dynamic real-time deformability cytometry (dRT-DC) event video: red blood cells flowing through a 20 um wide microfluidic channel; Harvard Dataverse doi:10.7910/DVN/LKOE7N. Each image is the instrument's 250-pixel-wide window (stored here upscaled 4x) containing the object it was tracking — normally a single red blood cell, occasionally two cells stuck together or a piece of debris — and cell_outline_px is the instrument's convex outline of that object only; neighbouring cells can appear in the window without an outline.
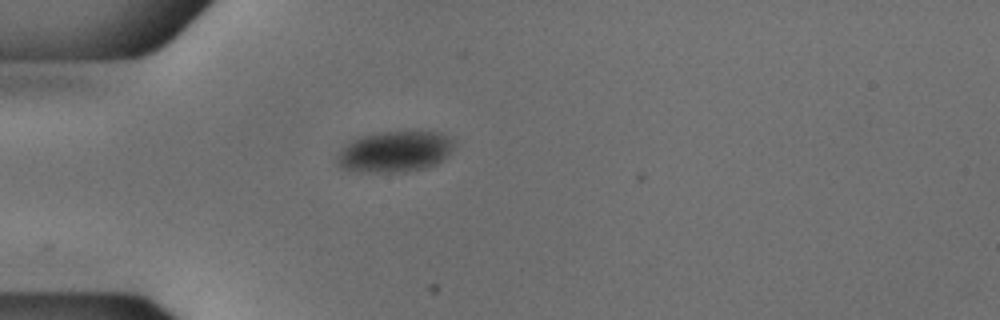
{"species": "common noctule bat (a hibernating species)", "species_latin": "Nyctalus noctula", "temperature_condition": "cold", "stored_images_in_passage": 20, "camera_frame_rate_fps": 3000, "um_per_image_px": 0.085, "animal": {"sex": "male", "body_mass_g": 18.8}, "frame": {"image": 1, "passage_image": 1, "time_ms": 0.0, "image_size_px": [1000, 320], "cell_outline_px": [[456, 144], [444, 160], [428, 168], [404, 172], [360, 172], [340, 168], [336, 160], [336, 156], [352, 140], [360, 136], [380, 132], [416, 128], [440, 132], [448, 136]], "centroid_in_image_um": [33.63, 12.85], "position_along_channel_um": 51.4, "area_um2": 28.96}}
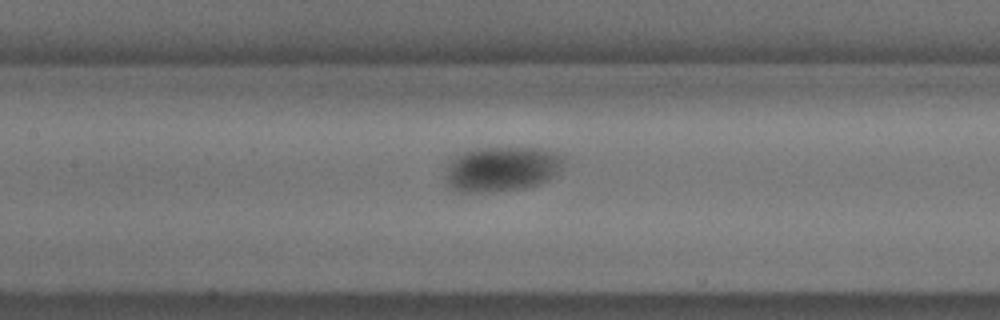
{"frame": {"image": 2, "passage_image": 11, "time_ms": 3.333, "image_size_px": [1000, 320], "cell_outline_px": [[564, 160], [556, 176], [540, 184], [524, 188], [492, 192], [452, 192], [448, 184], [448, 168], [452, 160], [456, 156], [464, 152], [480, 148], [540, 148], [564, 156]], "centroid_in_image_um": [42.68, 14.38], "position_along_channel_um": 164.7, "area_um2": 30.81}}
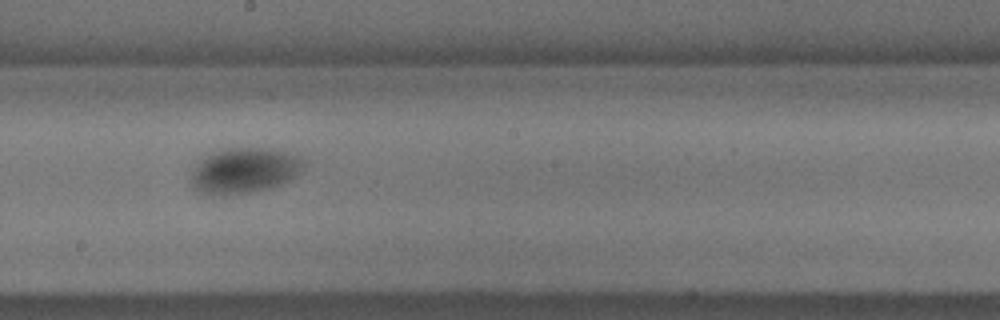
{"frame": {"image": 3, "passage_image": 16, "time_ms": 5.0, "image_size_px": [1000, 320], "cell_outline_px": [[304, 164], [300, 172], [292, 180], [272, 188], [256, 192], [224, 196], [212, 196], [200, 192], [192, 188], [192, 172], [200, 160], [212, 152], [232, 148], [260, 148], [284, 152], [296, 156], [304, 160]], "centroid_in_image_um": [20.76, 14.55], "position_along_channel_um": 227.4, "area_um2": 30.0}}